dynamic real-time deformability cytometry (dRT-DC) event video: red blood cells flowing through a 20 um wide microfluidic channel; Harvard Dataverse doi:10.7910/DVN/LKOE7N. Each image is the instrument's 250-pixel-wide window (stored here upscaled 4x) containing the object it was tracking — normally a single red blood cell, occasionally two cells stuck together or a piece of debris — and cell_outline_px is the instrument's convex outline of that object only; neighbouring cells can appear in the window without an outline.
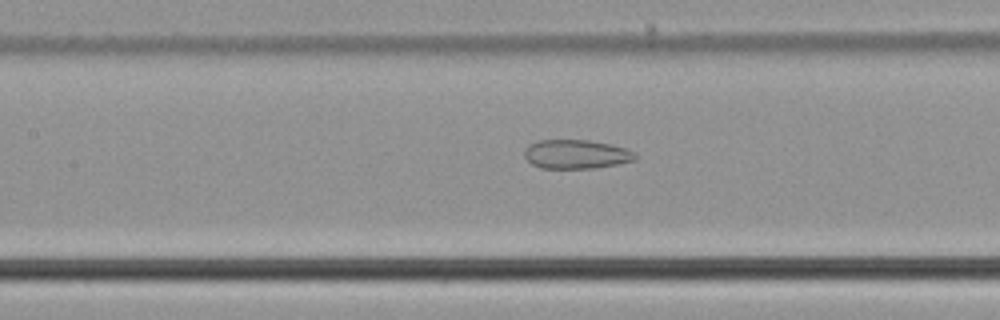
{"species": "common noctule bat (a hibernating species)", "species_latin": "Nyctalus noctula", "temperature_condition": "cold", "stored_images_in_passage": 12, "camera_frame_rate_fps": 3000, "um_per_image_px": 0.085, "animal": {"sex": "male", "body_mass_g": 21.5, "forearm_length_mm": 52.0}, "frame": {"image": 1, "passage_image": 10, "time_ms": 3.0, "image_size_px": [1000, 320], "cell_outline_px": [[636, 160], [620, 164], [596, 168], [540, 168], [532, 164], [524, 156], [524, 148], [528, 144], [540, 140], [588, 140], [612, 144], [628, 148], [636, 152]], "centroid_in_image_um": [49.01, 13.1], "position_along_channel_um": 158.4, "area_um2": 19.07}}